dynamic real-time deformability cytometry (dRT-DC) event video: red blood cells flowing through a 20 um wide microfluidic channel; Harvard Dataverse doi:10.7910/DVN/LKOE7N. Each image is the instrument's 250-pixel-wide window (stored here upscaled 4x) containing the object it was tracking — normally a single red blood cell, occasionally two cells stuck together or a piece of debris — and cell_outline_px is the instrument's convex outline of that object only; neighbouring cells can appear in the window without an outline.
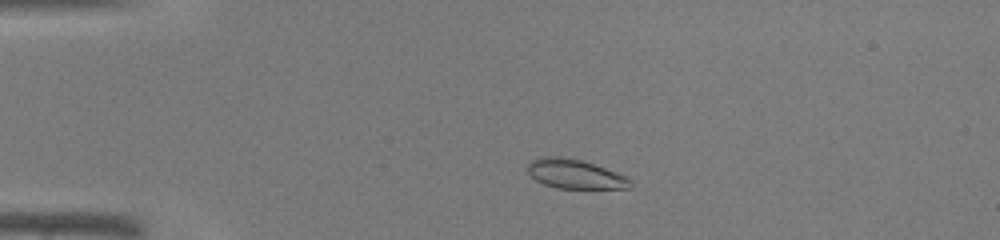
{"species": "common noctule bat (a hibernating species)", "species_latin": "Nyctalus noctula", "temperature_condition": "warm", "stored_images_in_passage": 41, "camera_frame_rate_fps": 3000, "um_per_image_px": 0.085, "animal": {"sex": "male", "body_mass_g": 19.0, "forearm_length_mm": 50.8}, "frame": {"image": 1, "passage_image": 6, "time_ms": 1.667, "image_size_px": [1000, 240], "cell_outline_px": [[632, 188], [556, 188], [544, 184], [536, 180], [528, 172], [528, 164], [532, 160], [540, 156], [560, 156], [580, 160], [596, 164], [628, 176], [632, 180]], "centroid_in_image_um": [48.92, 14.78], "position_along_channel_um": 36.1, "area_um2": 17.69}}
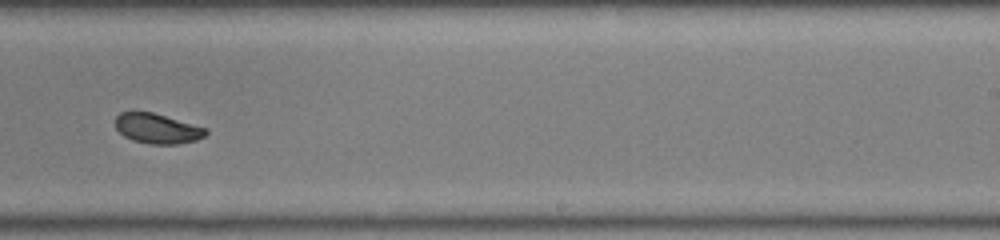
{"frame": {"image": 2, "passage_image": 25, "time_ms": 8.0, "image_size_px": [1000, 240], "cell_outline_px": [[208, 132], [204, 136], [196, 140], [176, 144], [148, 144], [132, 140], [124, 136], [116, 128], [116, 116], [120, 112], [152, 112], [208, 128]], "centroid_in_image_um": [13.38, 10.93], "position_along_channel_um": 275.6, "area_um2": 15.78}}
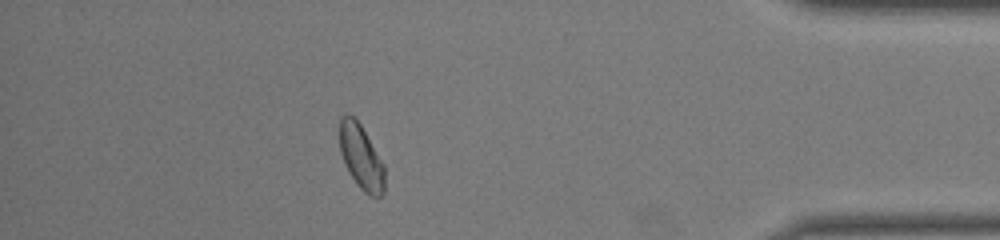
{"frame": {"image": 3, "passage_image": 36, "time_ms": 11.667, "image_size_px": [1000, 240], "cell_outline_px": [[384, 192], [380, 196], [368, 196], [356, 184], [340, 152], [340, 116], [352, 116], [360, 124], [384, 164]], "centroid_in_image_um": [30.71, 13.38], "position_along_channel_um": 404.5, "area_um2": 16.53}}